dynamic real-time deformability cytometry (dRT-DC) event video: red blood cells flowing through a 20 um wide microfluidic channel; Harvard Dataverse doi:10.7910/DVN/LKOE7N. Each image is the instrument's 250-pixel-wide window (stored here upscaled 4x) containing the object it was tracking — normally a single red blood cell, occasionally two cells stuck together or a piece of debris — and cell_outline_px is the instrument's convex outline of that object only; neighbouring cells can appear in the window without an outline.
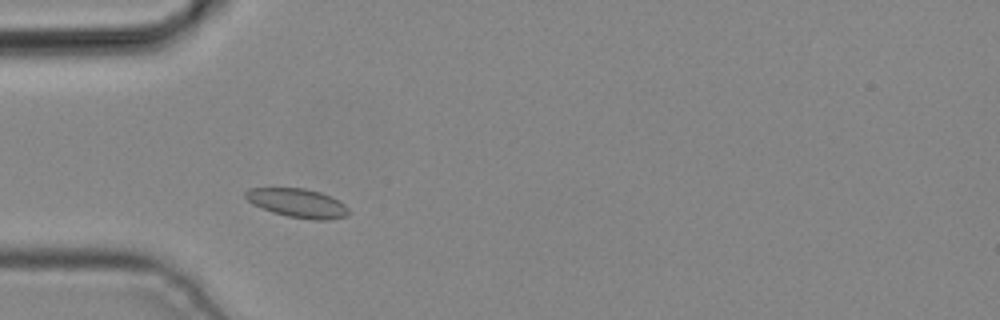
{"species": "common noctule bat (a hibernating species)", "species_latin": "Nyctalus noctula", "temperature_condition": "cold", "stored_images_in_passage": 2, "camera_frame_rate_fps": 3000, "um_per_image_px": 0.085, "animal": {"sex": "male", "body_mass_g": 19.2, "forearm_length_mm": 51.8}, "frame": {"image": 1, "passage_image": 1, "time_ms": 0.0, "image_size_px": [1000, 320], "cell_outline_px": [[352, 212], [348, 216], [328, 220], [312, 220], [288, 216], [272, 212], [252, 204], [244, 196], [244, 192], [248, 188], [304, 188], [320, 192], [332, 196], [340, 200]], "centroid_in_image_um": [25.33, 17.26], "position_along_channel_um": 59.7, "area_um2": 17.63}}
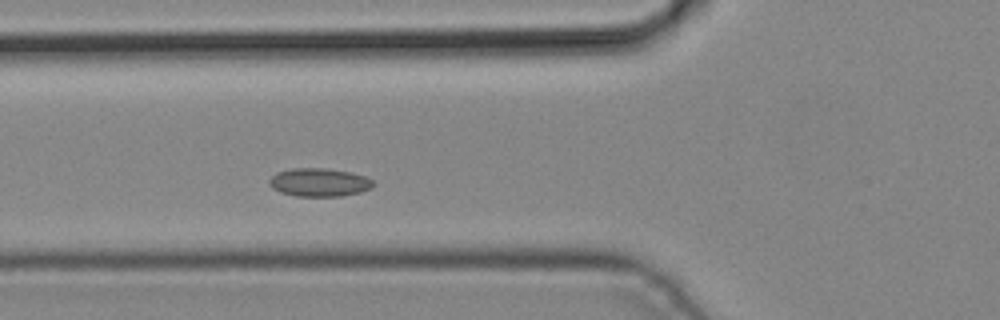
{"frame": {"image": 2, "passage_image": 2, "time_ms": 0.333, "image_size_px": [1000, 320], "cell_outline_px": [[376, 184], [372, 188], [360, 192], [340, 196], [296, 196], [280, 192], [272, 188], [268, 184], [268, 180], [276, 172], [292, 168], [328, 168], [352, 172], [364, 176], [372, 180]], "centroid_in_image_um": [27.13, 15.49], "position_along_channel_um": 98.7, "area_um2": 17.34}}